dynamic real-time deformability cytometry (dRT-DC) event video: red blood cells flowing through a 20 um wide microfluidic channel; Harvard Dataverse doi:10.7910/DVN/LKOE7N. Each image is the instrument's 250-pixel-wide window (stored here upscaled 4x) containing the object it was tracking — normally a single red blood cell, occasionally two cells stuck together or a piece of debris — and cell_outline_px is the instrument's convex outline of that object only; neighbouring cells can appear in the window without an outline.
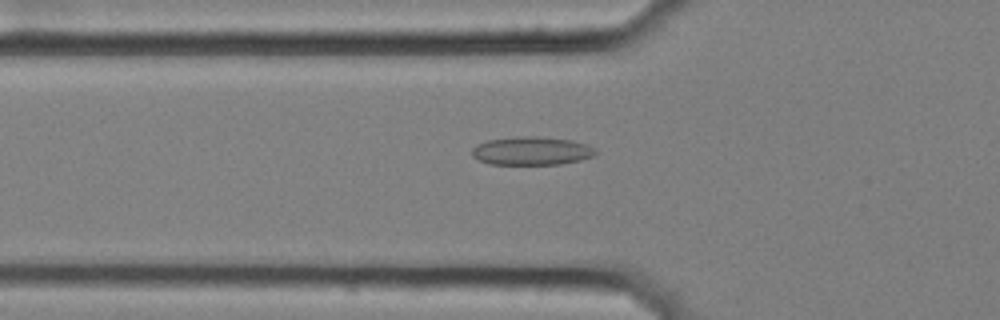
{"species": "common noctule bat (a hibernating species)", "species_latin": "Nyctalus noctula", "temperature_condition": "cold", "stored_images_in_passage": 60, "segment_of_instrument_passage": [1, 2], "camera_frame_rate_fps": 3000, "um_per_image_px": 0.085, "animal": {"sex": "female", "body_mass_g": 25.1}, "frame": {"image": 1, "passage_image": 21, "time_ms": 6.667, "image_size_px": [1000, 320], "cell_outline_px": [[596, 152], [592, 156], [580, 160], [560, 164], [488, 164], [472, 156], [472, 148], [476, 144], [488, 140], [524, 136], [536, 136], [572, 140], [588, 144], [596, 148]], "centroid_in_image_um": [45.19, 12.82], "position_along_channel_um": 80.6, "area_um2": 20.4}}
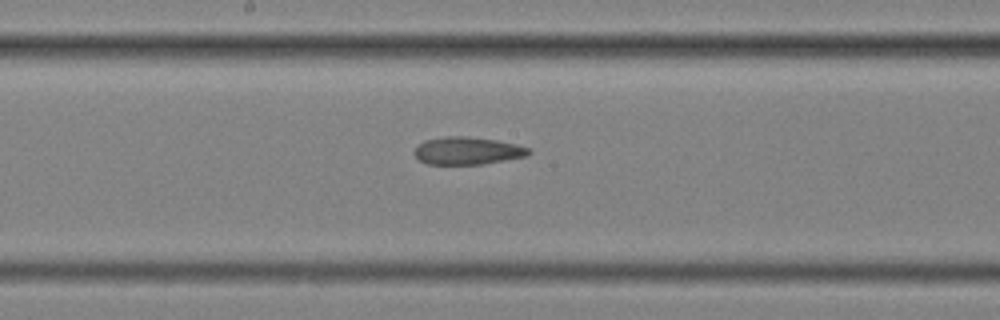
{"frame": {"image": 2, "passage_image": 32, "time_ms": 10.333, "image_size_px": [1000, 320], "cell_outline_px": [[532, 152], [528, 156], [484, 164], [428, 164], [420, 160], [416, 156], [416, 148], [424, 140], [444, 136], [464, 136], [496, 140], [516, 144], [528, 148]], "centroid_in_image_um": [39.77, 12.81], "position_along_channel_um": 208.4, "area_um2": 18.26}}
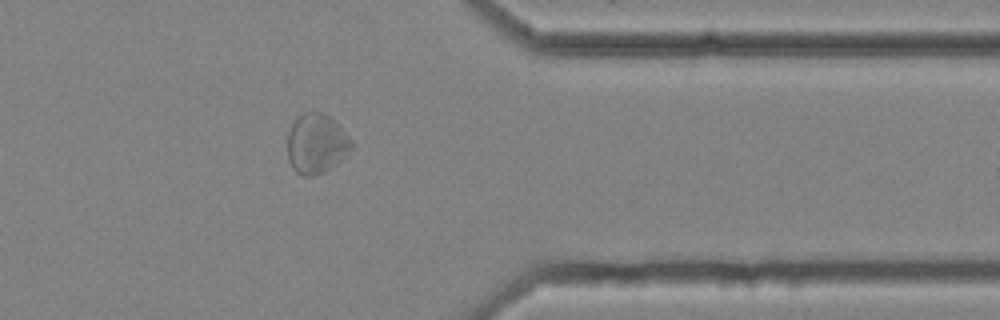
{"frame": {"image": 3, "passage_image": 48, "time_ms": 15.667, "image_size_px": [1000, 320], "cell_outline_px": [[352, 148], [336, 164], [324, 172], [312, 176], [304, 176], [296, 172], [292, 168], [288, 160], [288, 132], [292, 124], [304, 112], [312, 108], [324, 112], [352, 140]], "centroid_in_image_um": [26.86, 12.2], "position_along_channel_um": 384.5, "area_um2": 22.25}}